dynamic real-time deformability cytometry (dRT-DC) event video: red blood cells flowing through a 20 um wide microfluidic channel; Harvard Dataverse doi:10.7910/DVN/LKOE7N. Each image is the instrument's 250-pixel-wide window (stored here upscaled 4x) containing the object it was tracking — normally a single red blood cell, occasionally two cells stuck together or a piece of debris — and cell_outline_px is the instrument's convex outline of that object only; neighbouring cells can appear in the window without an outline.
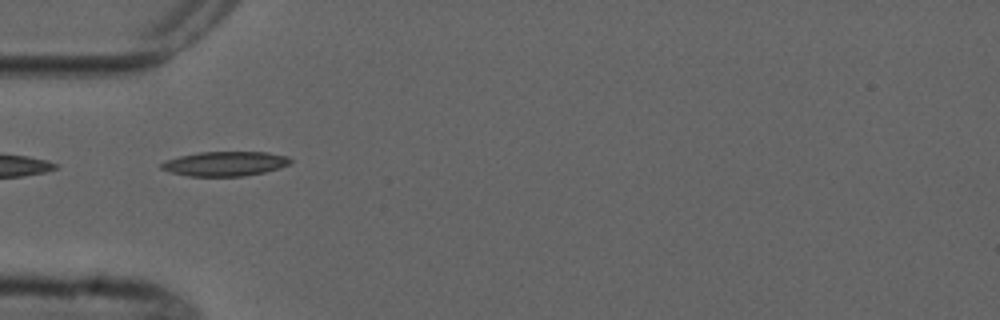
{"species": "common noctule bat (a hibernating species)", "species_latin": "Nyctalus noctula", "temperature_condition": "cold", "stored_images_in_passage": 2, "camera_frame_rate_fps": 3000, "um_per_image_px": 0.085, "animal": {"sex": "male", "forearm_length_mm": 52.5}, "frame": {"image": 1, "passage_image": 1, "time_ms": 0.0, "image_size_px": [1000, 320], "cell_outline_px": [[292, 164], [280, 168], [264, 172], [244, 176], [188, 176], [168, 172], [160, 168], [160, 164], [168, 160], [180, 156], [200, 152], [268, 152], [288, 156], [292, 160]], "centroid_in_image_um": [19.16, 13.92], "position_along_channel_um": 65.8, "area_um2": 18.55}}
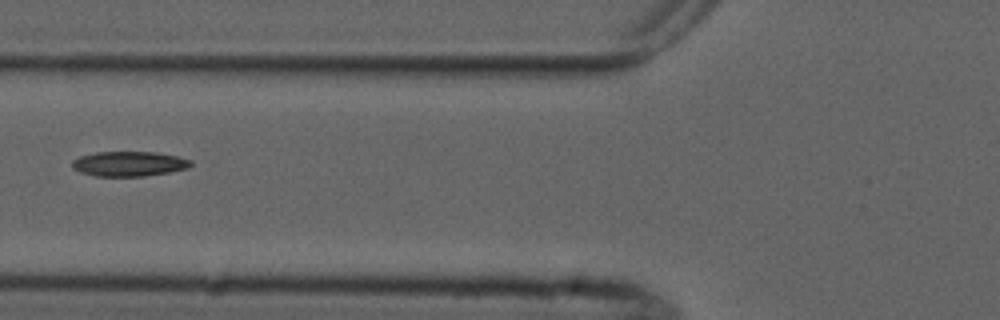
{"frame": {"image": 2, "passage_image": 2, "time_ms": 1.333, "image_size_px": [1000, 320], "cell_outline_px": [[192, 164], [188, 168], [168, 172], [144, 176], [96, 176], [80, 172], [72, 168], [72, 160], [80, 156], [96, 152], [156, 152], [176, 156], [192, 160]], "centroid_in_image_um": [10.95, 13.92], "position_along_channel_um": 114.8, "area_um2": 17.17}}